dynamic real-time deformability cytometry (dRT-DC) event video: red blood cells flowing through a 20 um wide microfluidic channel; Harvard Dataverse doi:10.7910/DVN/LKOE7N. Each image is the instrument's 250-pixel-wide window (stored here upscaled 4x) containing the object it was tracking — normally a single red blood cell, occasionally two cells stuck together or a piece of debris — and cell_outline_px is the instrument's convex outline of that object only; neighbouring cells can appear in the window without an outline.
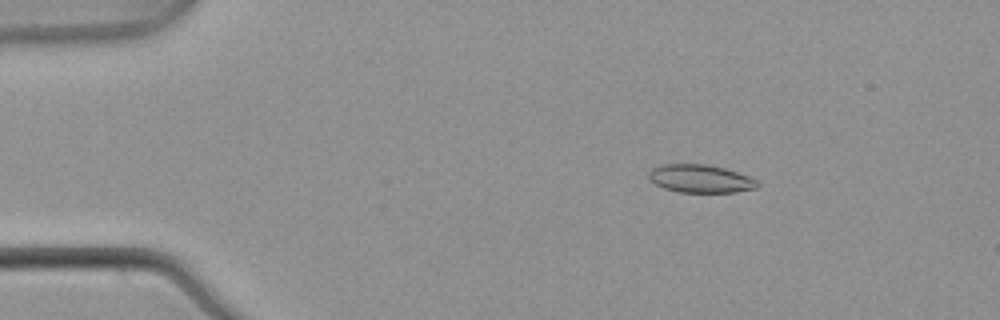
{"species": "common noctule bat (a hibernating species)", "species_latin": "Nyctalus noctula", "temperature_condition": "warm", "stored_images_in_passage": 47, "camera_frame_rate_fps": 3000, "um_per_image_px": 0.085, "animal": {"sex": "male", "body_mass_g": 21.5, "forearm_length_mm": 52.0}, "frame": {"image": 1, "passage_image": 3, "time_ms": 0.667, "image_size_px": [1000, 320], "cell_outline_px": [[760, 184], [756, 188], [736, 192], [676, 192], [664, 188], [656, 184], [648, 176], [648, 172], [652, 168], [664, 164], [704, 164], [724, 168], [748, 176], [756, 180]], "centroid_in_image_um": [59.53, 15.19], "position_along_channel_um": 25.5, "area_um2": 17.63}}
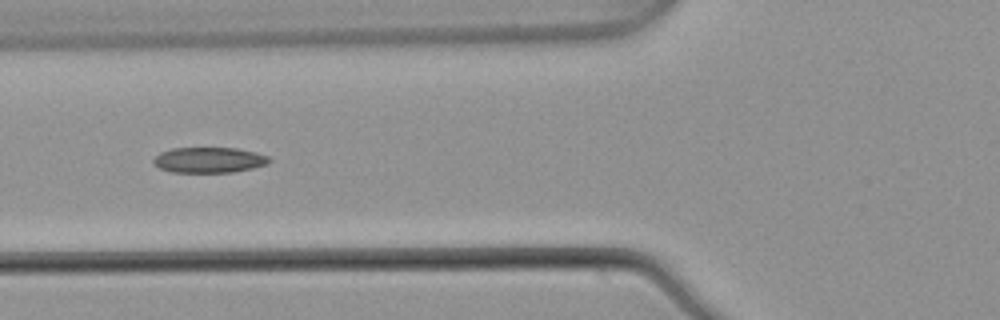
{"frame": {"image": 2, "passage_image": 15, "time_ms": 4.667, "image_size_px": [1000, 320], "cell_outline_px": [[272, 160], [268, 164], [252, 168], [232, 172], [172, 172], [160, 168], [152, 164], [152, 160], [160, 152], [172, 148], [236, 148], [256, 152], [268, 156]], "centroid_in_image_um": [17.76, 13.59], "position_along_channel_um": 108.0, "area_um2": 17.28}}
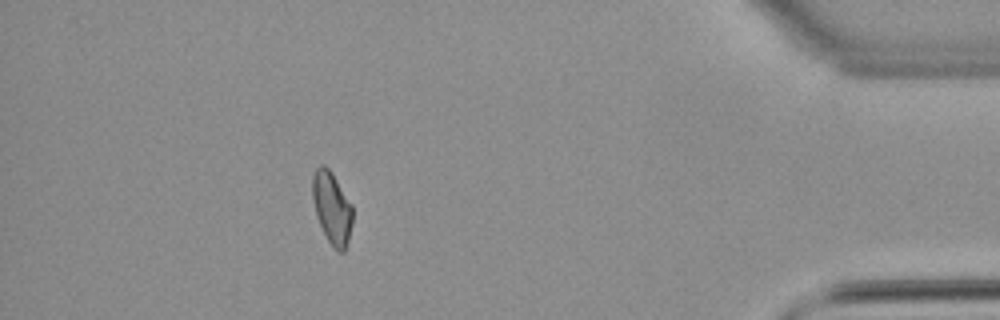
{"frame": {"image": 3, "passage_image": 42, "time_ms": 13.667, "image_size_px": [1000, 320], "cell_outline_px": [[352, 224], [348, 240], [344, 252], [336, 252], [328, 240], [316, 216], [312, 200], [312, 176], [316, 168], [320, 164], [324, 164], [332, 172], [352, 204]], "centroid_in_image_um": [28.2, 17.65], "position_along_channel_um": 407.0, "area_um2": 16.99}, "authors_computed_cell_mechanics": {"area_um2": 17.4556, "velocity_mm_per_s": 3.8859, "shape_relaxation_time_tau1_ms": null, "shape_relaxation_time_tau2_ms": 3.5388, "deformation_change_tau1": null, "deformation_change_tau2": 0.103}}